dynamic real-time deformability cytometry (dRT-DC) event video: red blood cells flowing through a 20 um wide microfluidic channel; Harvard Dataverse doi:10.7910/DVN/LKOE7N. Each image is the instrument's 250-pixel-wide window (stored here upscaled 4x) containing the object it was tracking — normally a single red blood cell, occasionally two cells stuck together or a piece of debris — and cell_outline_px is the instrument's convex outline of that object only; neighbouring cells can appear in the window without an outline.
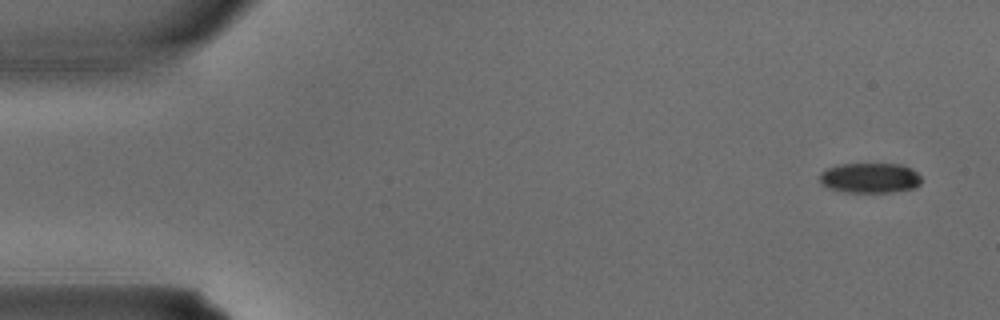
{"species": "common noctule bat (a hibernating species)", "species_latin": "Nyctalus noctula", "temperature_condition": "warm", "stored_images_in_passage": 4, "segment_of_instrument_passage": [1, 2], "camera_frame_rate_fps": 3000, "um_per_image_px": 0.085, "animal": {"sex": "male", "body_mass_g": 15.6}, "frame": {"image": 1, "passage_image": 1, "time_ms": 0.0, "image_size_px": [1000, 320], "cell_outline_px": [[920, 184], [916, 188], [892, 192], [844, 192], [828, 188], [820, 180], [820, 172], [828, 168], [840, 164], [900, 164], [912, 168], [920, 176]], "centroid_in_image_um": [73.96, 15.13], "position_along_channel_um": 11.0, "area_um2": 17.86}}
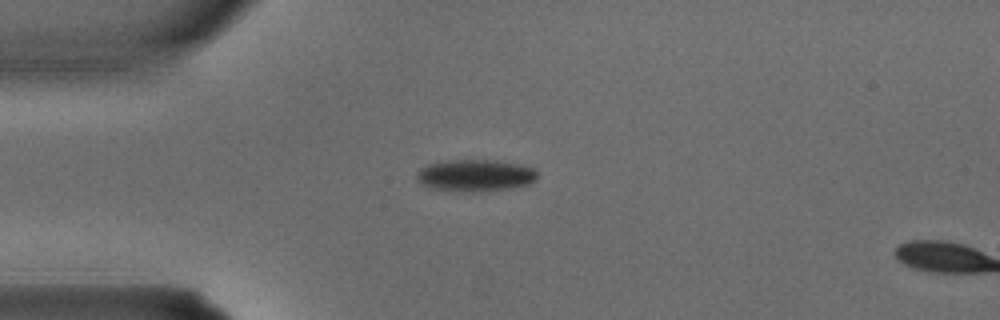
{"frame": {"image": 2, "passage_image": 3, "time_ms": 0.667, "image_size_px": [1000, 320], "cell_outline_px": [[536, 180], [528, 184], [512, 188], [432, 188], [420, 184], [416, 180], [416, 172], [420, 168], [428, 164], [440, 160], [496, 160], [516, 164], [532, 168], [536, 172]], "centroid_in_image_um": [40.34, 14.84], "position_along_channel_um": 44.7, "area_um2": 21.27}}